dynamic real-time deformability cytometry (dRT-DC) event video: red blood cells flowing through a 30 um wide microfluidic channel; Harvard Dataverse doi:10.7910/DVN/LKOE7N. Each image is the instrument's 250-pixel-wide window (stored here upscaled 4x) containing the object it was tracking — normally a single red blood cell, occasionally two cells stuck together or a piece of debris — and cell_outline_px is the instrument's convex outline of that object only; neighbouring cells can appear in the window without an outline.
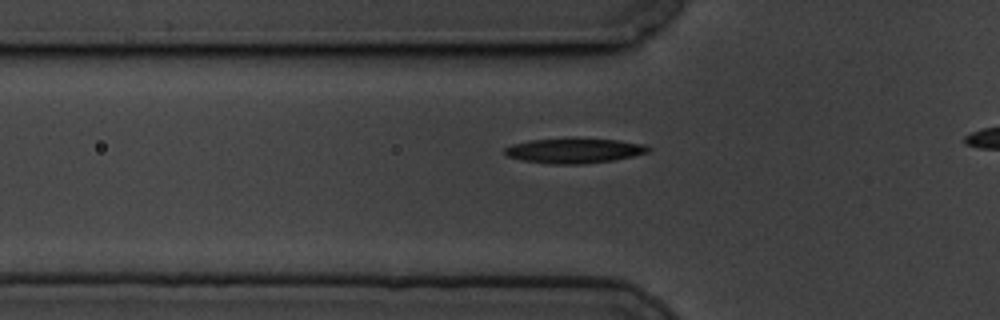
{"species": "common noctule bat (a hibernating species)", "species_latin": "Nyctalus noctula", "temperature_condition": "cold", "stored_images_in_passage": 38, "camera_frame_rate_fps": 3000, "um_per_image_px": 0.085, "animal": {"sex": "male", "body_mass_g": 19.5, "forearm_length_mm": 54.6}, "frame": {"image": 1, "passage_image": 9, "time_ms": 2.667, "image_size_px": [1000, 320], "cell_outline_px": [[652, 148], [648, 152], [632, 156], [612, 160], [580, 164], [548, 164], [520, 160], [504, 156], [504, 148], [512, 144], [532, 140], [616, 140], [644, 144]], "centroid_in_image_um": [48.75, 12.84], "position_along_channel_um": 77.1, "area_um2": 20.29}}
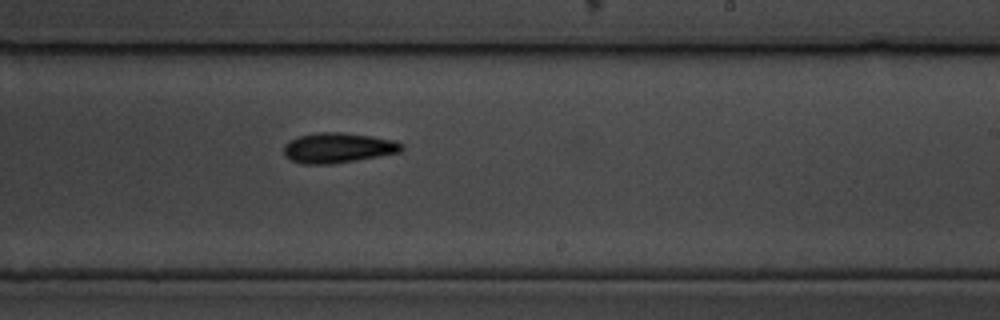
{"frame": {"image": 2, "passage_image": 25, "time_ms": 8.0, "image_size_px": [1000, 320], "cell_outline_px": [[404, 148], [400, 152], [356, 160], [332, 164], [300, 164], [284, 156], [284, 144], [300, 136], [320, 132], [344, 132], [372, 136], [392, 140], [404, 144]], "centroid_in_image_um": [28.73, 12.57], "position_along_channel_um": 260.3, "area_um2": 20.63}}
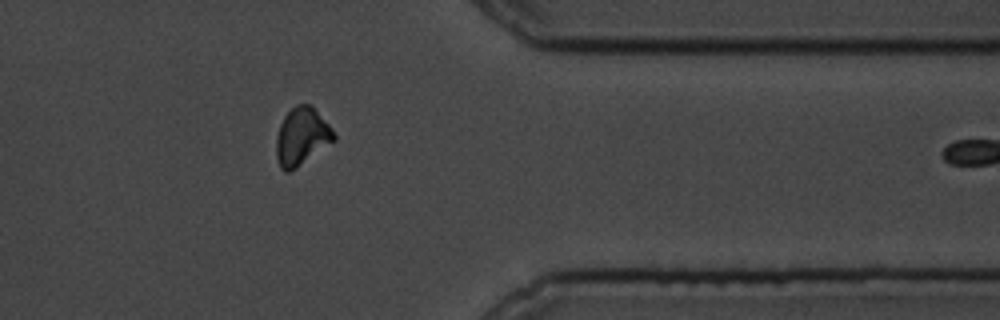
{"frame": {"image": 3, "passage_image": 37, "time_ms": 12.0, "image_size_px": [1000, 320], "cell_outline_px": [[336, 140], [296, 168], [288, 172], [284, 172], [280, 168], [276, 156], [276, 136], [280, 124], [284, 116], [296, 104], [312, 104], [332, 128], [336, 136]], "centroid_in_image_um": [25.65, 11.6], "position_along_channel_um": 385.7, "area_um2": 19.54}}